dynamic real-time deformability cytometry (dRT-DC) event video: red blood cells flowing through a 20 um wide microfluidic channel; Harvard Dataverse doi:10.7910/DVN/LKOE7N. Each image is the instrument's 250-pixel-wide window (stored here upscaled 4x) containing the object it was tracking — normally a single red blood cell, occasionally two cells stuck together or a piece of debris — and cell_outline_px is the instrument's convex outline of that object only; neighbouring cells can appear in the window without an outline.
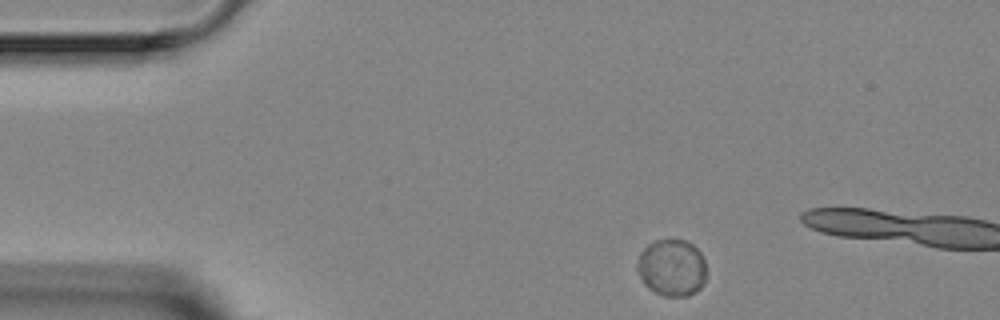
{"species": "Egyptian fruit bat (a non-hibernating species)", "species_latin": "Rousettus aegyptiacus", "temperature_condition": "room temperature", "stored_images_in_passage": 3, "camera_frame_rate_fps": 3000, "um_per_image_px": 0.085, "animal": {"sex": "female"}, "frame": {"image": 1, "passage_image": 1, "time_ms": 0.0, "image_size_px": [1000, 320], "cell_outline_px": [[704, 284], [696, 292], [688, 296], [664, 296], [648, 288], [644, 284], [636, 268], [636, 264], [640, 252], [648, 244], [656, 240], [688, 240], [700, 252], [704, 260]], "centroid_in_image_um": [57.08, 22.75], "position_along_channel_um": 27.9, "area_um2": 22.95}}